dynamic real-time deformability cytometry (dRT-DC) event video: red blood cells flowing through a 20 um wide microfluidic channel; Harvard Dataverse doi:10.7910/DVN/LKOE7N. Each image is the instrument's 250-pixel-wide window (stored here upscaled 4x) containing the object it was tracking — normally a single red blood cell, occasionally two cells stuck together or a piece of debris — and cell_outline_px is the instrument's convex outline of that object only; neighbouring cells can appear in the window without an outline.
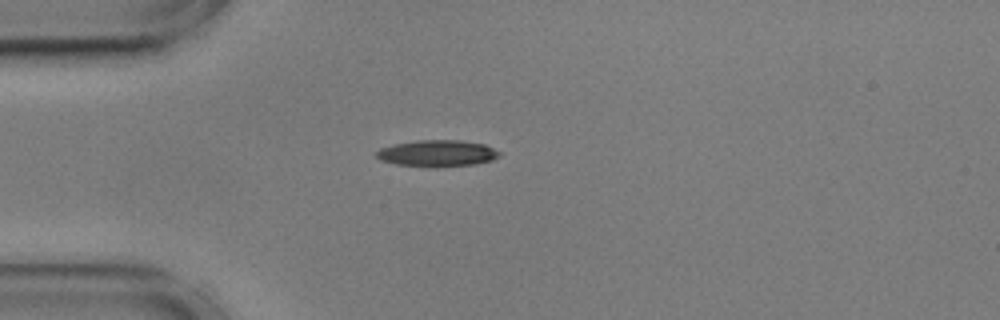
{"species": "common noctule bat (a hibernating species)", "species_latin": "Nyctalus noctula", "temperature_condition": "cold", "stored_images_in_passage": 42, "camera_frame_rate_fps": 3000, "um_per_image_px": 0.085, "animal": {"sex": "male", "body_mass_g": 17.9, "forearm_length_mm": 54.2}, "frame": {"image": 1, "passage_image": 1, "time_ms": 0.0, "image_size_px": [1000, 320], "cell_outline_px": [[500, 156], [492, 160], [476, 164], [436, 168], [396, 164], [380, 160], [376, 156], [376, 152], [380, 148], [396, 144], [416, 140], [460, 140], [484, 144], [500, 152]], "centroid_in_image_um": [37.17, 13.04], "position_along_channel_um": 47.8, "area_um2": 19.13}}
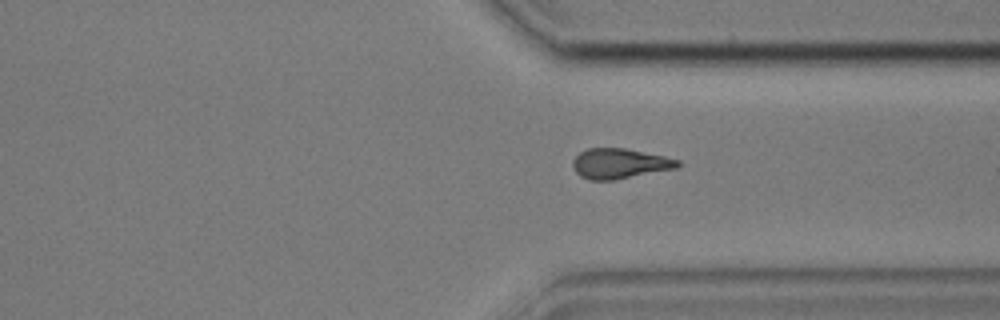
{"frame": {"image": 2, "passage_image": 28, "time_ms": 9.0, "image_size_px": [1000, 320], "cell_outline_px": [[680, 164], [676, 168], [612, 180], [588, 180], [580, 176], [572, 168], [572, 160], [580, 152], [588, 148], [624, 148], [664, 156], [680, 160]], "centroid_in_image_um": [52.63, 13.9], "position_along_channel_um": 358.8, "area_um2": 18.32}}
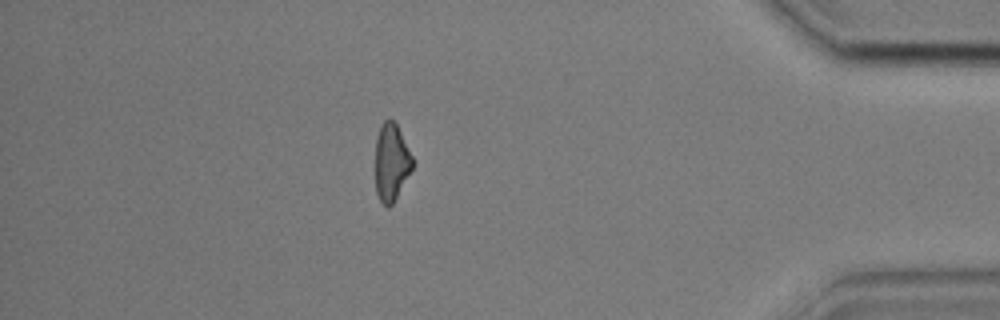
{"frame": {"image": 3, "passage_image": 35, "time_ms": 11.333, "image_size_px": [1000, 320], "cell_outline_px": [[412, 168], [392, 204], [388, 208], [380, 200], [376, 192], [376, 136], [380, 124], [384, 120], [392, 120], [396, 124], [412, 156]], "centroid_in_image_um": [33.24, 13.77], "position_along_channel_um": 402.0, "area_um2": 16.36}, "authors_computed_cell_mechanics": {"area_um2": 18.5538, "velocity_mm_per_s": 3.5966, "shape_relaxation_time_tau1_ms": 3.1826, "shape_relaxation_time_tau2_ms": 10.6721, "deformation_change_tau1": 0.128, "deformation_change_tau2": 0.2036}}